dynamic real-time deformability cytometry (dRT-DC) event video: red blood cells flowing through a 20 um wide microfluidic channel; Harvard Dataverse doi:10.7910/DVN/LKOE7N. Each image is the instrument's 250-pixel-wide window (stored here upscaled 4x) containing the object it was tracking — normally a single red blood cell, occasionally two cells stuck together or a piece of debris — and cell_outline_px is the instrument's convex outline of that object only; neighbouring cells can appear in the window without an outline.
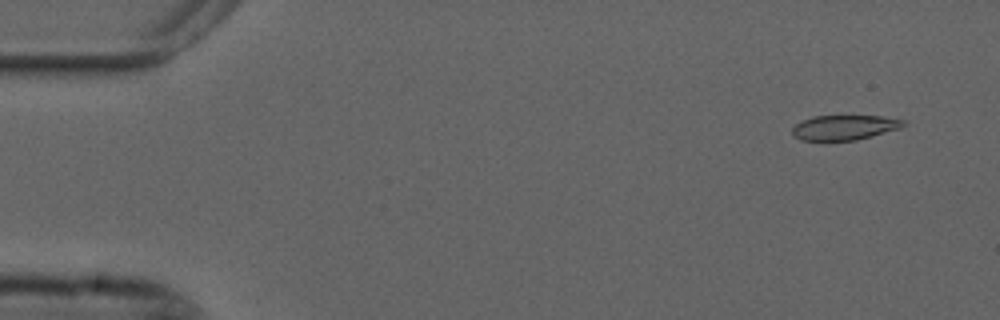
{"species": "common noctule bat (a hibernating species)", "species_latin": "Nyctalus noctula", "temperature_condition": "cold", "stored_images_in_passage": 52, "camera_frame_rate_fps": 3000, "um_per_image_px": 0.085, "animal": {"sex": "male", "forearm_length_mm": 52.5}, "frame": {"image": 1, "passage_image": 1, "time_ms": 0.0, "image_size_px": [1000, 320], "cell_outline_px": [[908, 124], [900, 128], [872, 136], [856, 140], [800, 140], [792, 132], [792, 128], [796, 124], [812, 116], [880, 116], [904, 120]], "centroid_in_image_um": [71.8, 10.83], "position_along_channel_um": 13.2, "area_um2": 15.95}}
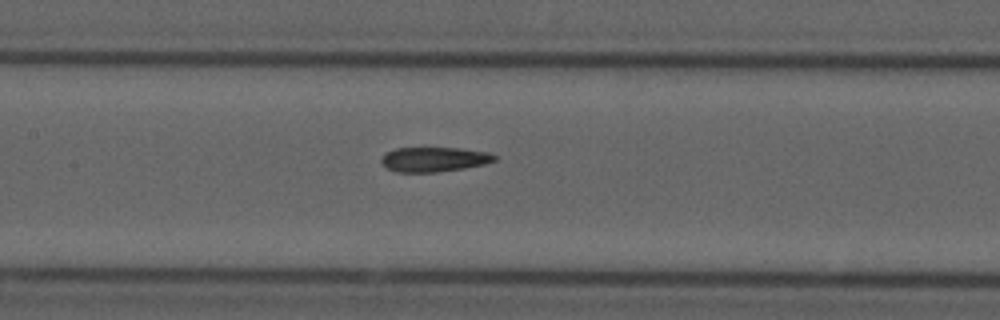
{"frame": {"image": 2, "passage_image": 23, "time_ms": 7.333, "image_size_px": [1000, 320], "cell_outline_px": [[496, 160], [484, 164], [464, 168], [436, 172], [396, 172], [380, 164], [380, 160], [388, 152], [396, 148], [460, 148], [488, 152], [496, 156]], "centroid_in_image_um": [36.89, 13.55], "position_along_channel_um": 170.5, "area_um2": 16.18}}
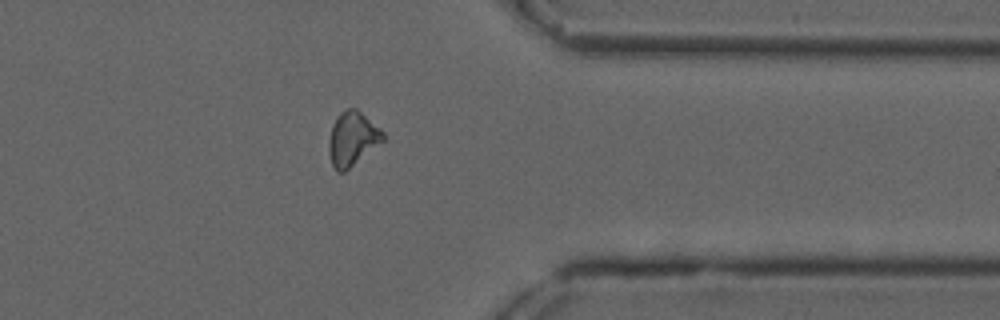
{"frame": {"image": 3, "passage_image": 41, "time_ms": 13.333, "image_size_px": [1000, 320], "cell_outline_px": [[384, 140], [344, 172], [336, 172], [332, 164], [328, 152], [328, 140], [332, 124], [336, 116], [340, 112], [348, 108], [356, 108], [380, 128], [384, 132]], "centroid_in_image_um": [29.92, 11.78], "position_along_channel_um": 381.5, "area_um2": 17.05}, "authors_computed_cell_mechanics": {"area_um2": 16.8776, "velocity_mm_per_s": 3.6967, "shape_relaxation_time_tau1_ms": null, "shape_relaxation_time_tau2_ms": 4.2108, "deformation_change_tau1": null, "deformation_change_tau2": 0.1043}}